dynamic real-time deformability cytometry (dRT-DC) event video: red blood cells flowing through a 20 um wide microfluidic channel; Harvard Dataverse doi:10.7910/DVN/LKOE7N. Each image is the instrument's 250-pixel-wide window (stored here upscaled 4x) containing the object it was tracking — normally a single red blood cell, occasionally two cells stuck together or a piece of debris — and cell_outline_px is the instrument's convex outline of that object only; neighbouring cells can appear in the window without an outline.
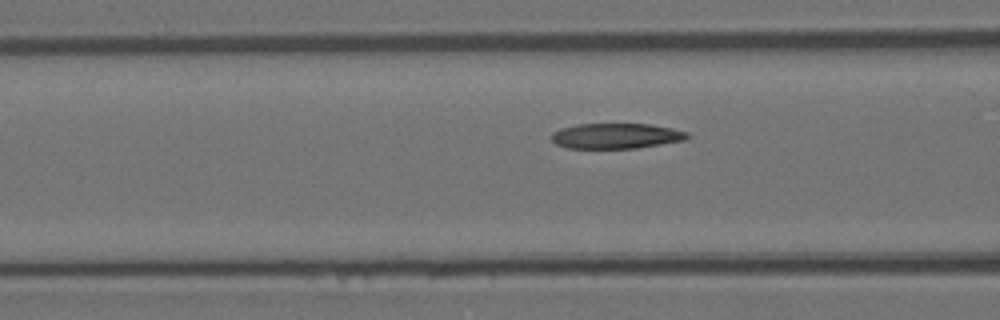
{"species": "Egyptian fruit bat (a non-hibernating species)", "species_latin": "Rousettus aegyptiacus", "temperature_condition": "room temperature", "stored_images_in_passage": 27, "camera_frame_rate_fps": 3000, "um_per_image_px": 0.085, "animal": {"sex": "female"}, "frame": {"image": 1, "passage_image": 4, "time_ms": 1.0, "image_size_px": [1000, 320], "cell_outline_px": [[692, 136], [684, 140], [636, 148], [568, 148], [556, 144], [552, 140], [552, 132], [560, 128], [576, 124], [652, 124], [672, 128], [688, 132]], "centroid_in_image_um": [52.38, 11.55], "position_along_channel_um": 114.2, "area_um2": 20.11}}
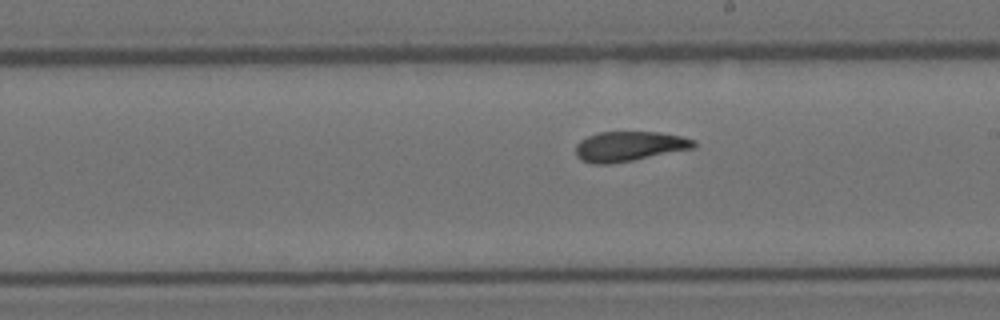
{"frame": {"image": 2, "passage_image": 14, "time_ms": 4.333, "image_size_px": [1000, 320], "cell_outline_px": [[696, 148], [632, 160], [608, 164], [592, 164], [580, 160], [576, 156], [576, 144], [580, 140], [588, 136], [600, 132], [660, 132], [680, 136], [696, 140]], "centroid_in_image_um": [53.48, 12.44], "position_along_channel_um": 235.5, "area_um2": 20.63}}
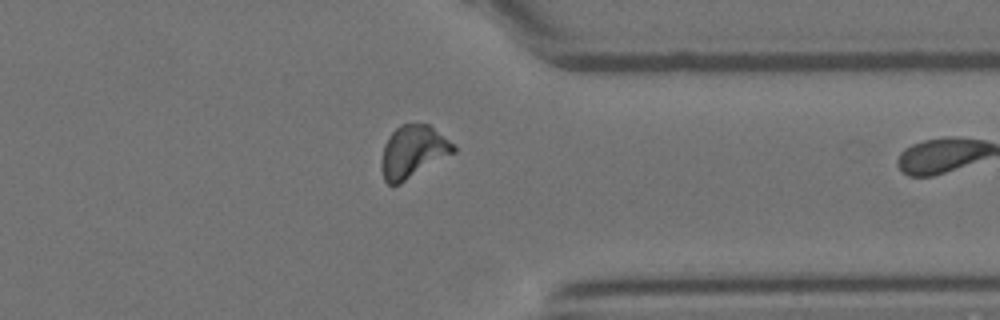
{"frame": {"image": 3, "passage_image": 26, "time_ms": 8.333, "image_size_px": [1000, 320], "cell_outline_px": [[456, 152], [400, 184], [388, 184], [384, 180], [380, 164], [380, 160], [384, 144], [388, 136], [400, 124], [428, 124], [456, 144]], "centroid_in_image_um": [35.11, 12.89], "position_along_channel_um": 376.3, "area_um2": 22.25}}